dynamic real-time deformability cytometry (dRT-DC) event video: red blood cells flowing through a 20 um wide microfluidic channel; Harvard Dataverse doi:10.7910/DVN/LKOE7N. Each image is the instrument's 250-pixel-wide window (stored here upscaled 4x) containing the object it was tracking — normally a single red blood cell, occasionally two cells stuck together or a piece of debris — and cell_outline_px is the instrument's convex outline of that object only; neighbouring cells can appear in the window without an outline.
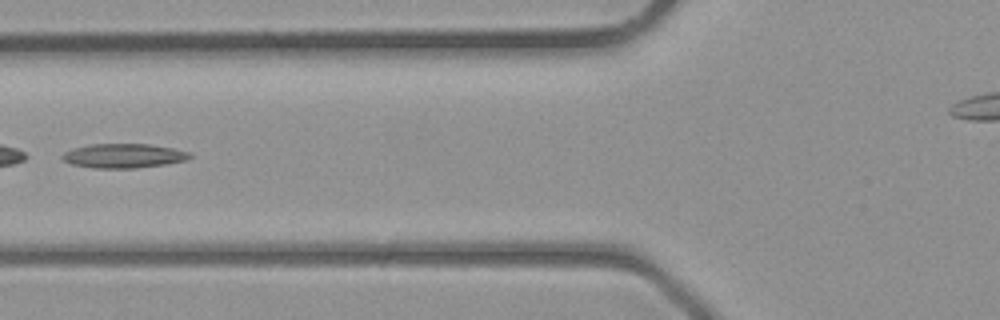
{"species": "common noctule bat (a hibernating species)", "species_latin": "Nyctalus noctula", "temperature_condition": "room temperature", "stored_images_in_passage": 24, "camera_frame_rate_fps": 3000, "um_per_image_px": 0.085, "animal": {"sex": "male", "body_mass_g": 23.1, "forearm_length_mm": 52.7}, "frame": {"image": 1, "passage_image": 4, "time_ms": 1.0, "image_size_px": [1000, 320], "cell_outline_px": [[192, 156], [184, 160], [164, 164], [136, 168], [92, 168], [72, 164], [64, 160], [60, 156], [64, 152], [72, 148], [88, 144], [148, 144], [172, 148], [192, 152]], "centroid_in_image_um": [10.47, 13.24], "position_along_channel_um": 115.3, "area_um2": 18.03}}
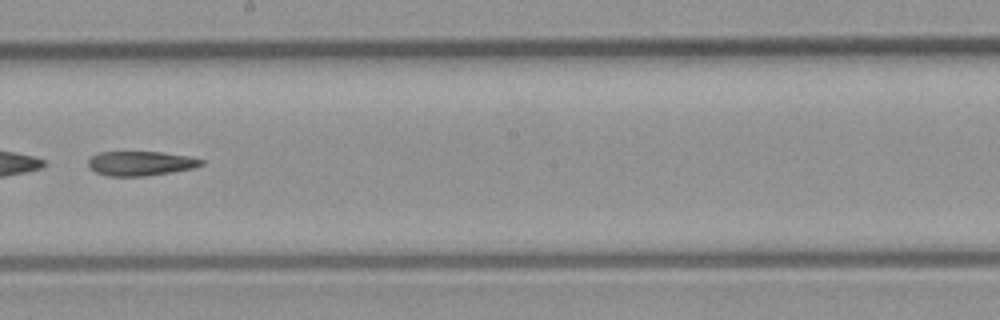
{"frame": {"image": 2, "passage_image": 11, "time_ms": 3.333, "image_size_px": [1000, 320], "cell_outline_px": [[204, 164], [196, 168], [172, 172], [144, 176], [108, 176], [96, 172], [88, 168], [88, 160], [92, 156], [100, 152], [164, 152], [192, 156], [204, 160]], "centroid_in_image_um": [12.0, 13.88], "position_along_channel_um": 236.2, "area_um2": 16.36}}